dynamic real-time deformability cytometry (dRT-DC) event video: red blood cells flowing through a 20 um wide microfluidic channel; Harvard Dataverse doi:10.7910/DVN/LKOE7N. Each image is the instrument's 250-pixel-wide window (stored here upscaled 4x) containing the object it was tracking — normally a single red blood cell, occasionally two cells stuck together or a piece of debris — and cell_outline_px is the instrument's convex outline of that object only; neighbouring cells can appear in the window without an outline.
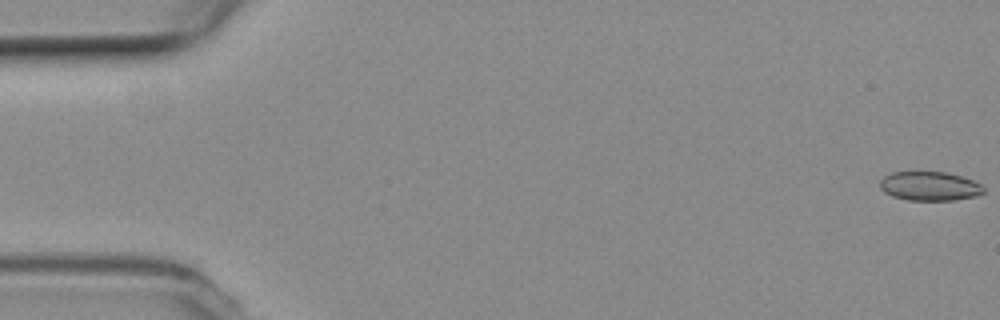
{"species": "common noctule bat (a hibernating species)", "species_latin": "Nyctalus noctula", "temperature_condition": "room temperature", "stored_images_in_passage": 54, "camera_frame_rate_fps": 3000, "um_per_image_px": 0.085, "animal": {"sex": "female", "body_mass_g": 19.3, "forearm_length_mm": 54.1}, "frame": {"image": 1, "passage_image": 1, "time_ms": 0.0, "image_size_px": [1000, 320], "cell_outline_px": [[984, 192], [976, 196], [952, 200], [908, 200], [892, 196], [884, 192], [880, 188], [880, 180], [884, 176], [892, 172], [948, 172], [972, 180], [980, 184], [984, 188]], "centroid_in_image_um": [79.0, 15.82], "position_along_channel_um": 6.0, "area_um2": 17.51}}
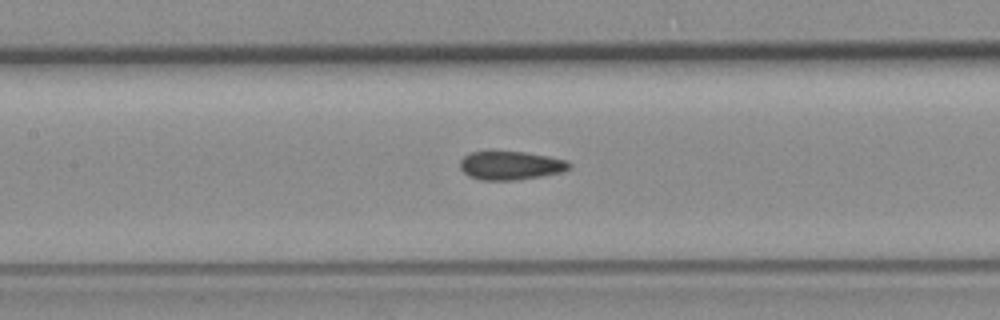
{"frame": {"image": 2, "passage_image": 25, "time_ms": 8.0, "image_size_px": [1000, 320], "cell_outline_px": [[572, 168], [564, 172], [544, 176], [516, 180], [480, 180], [468, 176], [460, 168], [460, 160], [464, 156], [472, 152], [524, 152], [548, 156], [568, 160], [572, 164]], "centroid_in_image_um": [43.46, 14.08], "position_along_channel_um": 163.9, "area_um2": 18.38}}
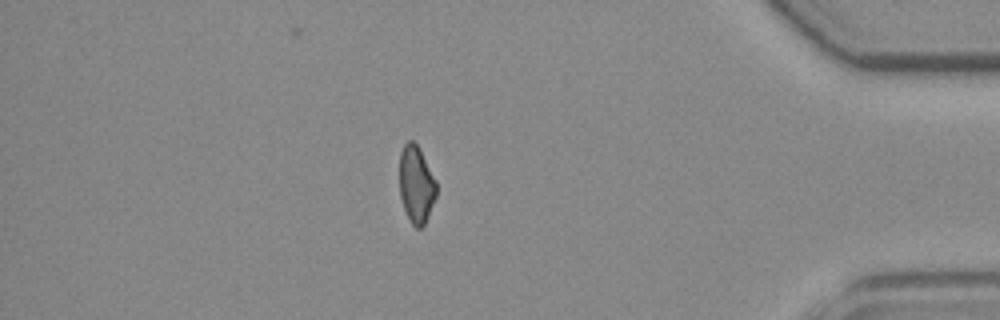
{"frame": {"image": 3, "passage_image": 47, "time_ms": 15.333, "image_size_px": [1000, 320], "cell_outline_px": [[436, 196], [428, 216], [424, 224], [420, 228], [416, 228], [412, 224], [404, 208], [400, 196], [400, 152], [404, 144], [408, 140], [412, 140], [420, 148], [436, 180]], "centroid_in_image_um": [35.38, 15.65], "position_along_channel_um": 399.8, "area_um2": 16.53}, "authors_computed_cell_mechanics": {"area_um2": 18.2648, "velocity_mm_per_s": 3.8052, "shape_relaxation_time_tau1_ms": null, "shape_relaxation_time_tau2_ms": 2.5244, "deformation_change_tau1": null, "deformation_change_tau2": 0.0809}}